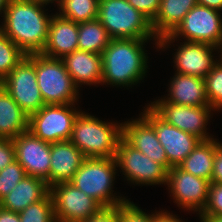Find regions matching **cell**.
Listing matches in <instances>:
<instances>
[{"instance_id": "1", "label": "cell", "mask_w": 222, "mask_h": 222, "mask_svg": "<svg viewBox=\"0 0 222 222\" xmlns=\"http://www.w3.org/2000/svg\"><path fill=\"white\" fill-rule=\"evenodd\" d=\"M43 4L31 0H8L0 30L26 55L41 53L48 39L51 17Z\"/></svg>"}, {"instance_id": "2", "label": "cell", "mask_w": 222, "mask_h": 222, "mask_svg": "<svg viewBox=\"0 0 222 222\" xmlns=\"http://www.w3.org/2000/svg\"><path fill=\"white\" fill-rule=\"evenodd\" d=\"M147 41L111 39L101 54L103 85L130 87L140 83L148 68V56L144 51Z\"/></svg>"}, {"instance_id": "3", "label": "cell", "mask_w": 222, "mask_h": 222, "mask_svg": "<svg viewBox=\"0 0 222 222\" xmlns=\"http://www.w3.org/2000/svg\"><path fill=\"white\" fill-rule=\"evenodd\" d=\"M122 137L123 123L105 122L80 112L74 121L70 142L86 158H115Z\"/></svg>"}, {"instance_id": "4", "label": "cell", "mask_w": 222, "mask_h": 222, "mask_svg": "<svg viewBox=\"0 0 222 222\" xmlns=\"http://www.w3.org/2000/svg\"><path fill=\"white\" fill-rule=\"evenodd\" d=\"M98 20L111 39L155 40L151 21L127 0H99Z\"/></svg>"}, {"instance_id": "5", "label": "cell", "mask_w": 222, "mask_h": 222, "mask_svg": "<svg viewBox=\"0 0 222 222\" xmlns=\"http://www.w3.org/2000/svg\"><path fill=\"white\" fill-rule=\"evenodd\" d=\"M116 167L114 158H85L70 183L95 199L103 208L116 207L128 201L113 193V181L118 171Z\"/></svg>"}, {"instance_id": "6", "label": "cell", "mask_w": 222, "mask_h": 222, "mask_svg": "<svg viewBox=\"0 0 222 222\" xmlns=\"http://www.w3.org/2000/svg\"><path fill=\"white\" fill-rule=\"evenodd\" d=\"M221 11L197 4L184 17L176 29L158 39L157 49L174 43L180 37L188 42L206 43L221 50L222 47V17Z\"/></svg>"}, {"instance_id": "7", "label": "cell", "mask_w": 222, "mask_h": 222, "mask_svg": "<svg viewBox=\"0 0 222 222\" xmlns=\"http://www.w3.org/2000/svg\"><path fill=\"white\" fill-rule=\"evenodd\" d=\"M35 72L45 105L77 102L79 88L74 84L62 59L35 53Z\"/></svg>"}, {"instance_id": "8", "label": "cell", "mask_w": 222, "mask_h": 222, "mask_svg": "<svg viewBox=\"0 0 222 222\" xmlns=\"http://www.w3.org/2000/svg\"><path fill=\"white\" fill-rule=\"evenodd\" d=\"M74 105H44L29 116L28 131L48 143L70 140L74 121L81 112Z\"/></svg>"}, {"instance_id": "9", "label": "cell", "mask_w": 222, "mask_h": 222, "mask_svg": "<svg viewBox=\"0 0 222 222\" xmlns=\"http://www.w3.org/2000/svg\"><path fill=\"white\" fill-rule=\"evenodd\" d=\"M1 85L28 116L45 105L37 84L35 53L26 55Z\"/></svg>"}, {"instance_id": "10", "label": "cell", "mask_w": 222, "mask_h": 222, "mask_svg": "<svg viewBox=\"0 0 222 222\" xmlns=\"http://www.w3.org/2000/svg\"><path fill=\"white\" fill-rule=\"evenodd\" d=\"M56 222H84L103 207L70 182L50 186Z\"/></svg>"}, {"instance_id": "11", "label": "cell", "mask_w": 222, "mask_h": 222, "mask_svg": "<svg viewBox=\"0 0 222 222\" xmlns=\"http://www.w3.org/2000/svg\"><path fill=\"white\" fill-rule=\"evenodd\" d=\"M117 168L131 183L143 185H161L167 182L168 171L154 162L144 153L131 146L123 137L120 139L115 154Z\"/></svg>"}, {"instance_id": "12", "label": "cell", "mask_w": 222, "mask_h": 222, "mask_svg": "<svg viewBox=\"0 0 222 222\" xmlns=\"http://www.w3.org/2000/svg\"><path fill=\"white\" fill-rule=\"evenodd\" d=\"M148 106L166 123L201 141L213 139L206 131L211 111H214L211 106H185L170 102H151Z\"/></svg>"}, {"instance_id": "13", "label": "cell", "mask_w": 222, "mask_h": 222, "mask_svg": "<svg viewBox=\"0 0 222 222\" xmlns=\"http://www.w3.org/2000/svg\"><path fill=\"white\" fill-rule=\"evenodd\" d=\"M142 116L154 127L157 138L166 152L168 171L178 166L201 141L161 119L148 105Z\"/></svg>"}, {"instance_id": "14", "label": "cell", "mask_w": 222, "mask_h": 222, "mask_svg": "<svg viewBox=\"0 0 222 222\" xmlns=\"http://www.w3.org/2000/svg\"><path fill=\"white\" fill-rule=\"evenodd\" d=\"M166 184L170 190V196H173L178 207L186 211H196L199 214L203 211L208 199L209 180L196 177L174 166L167 173Z\"/></svg>"}, {"instance_id": "15", "label": "cell", "mask_w": 222, "mask_h": 222, "mask_svg": "<svg viewBox=\"0 0 222 222\" xmlns=\"http://www.w3.org/2000/svg\"><path fill=\"white\" fill-rule=\"evenodd\" d=\"M15 158L22 165L27 176L40 178L49 185L50 143L34 136L30 131L12 139Z\"/></svg>"}, {"instance_id": "16", "label": "cell", "mask_w": 222, "mask_h": 222, "mask_svg": "<svg viewBox=\"0 0 222 222\" xmlns=\"http://www.w3.org/2000/svg\"><path fill=\"white\" fill-rule=\"evenodd\" d=\"M213 45L199 42H181L176 54H174V66L176 73L183 75L197 76L205 78L207 73L218 62L214 60V50H218Z\"/></svg>"}, {"instance_id": "17", "label": "cell", "mask_w": 222, "mask_h": 222, "mask_svg": "<svg viewBox=\"0 0 222 222\" xmlns=\"http://www.w3.org/2000/svg\"><path fill=\"white\" fill-rule=\"evenodd\" d=\"M123 138L168 171L166 152L157 138L154 127L142 115L123 123Z\"/></svg>"}, {"instance_id": "18", "label": "cell", "mask_w": 222, "mask_h": 222, "mask_svg": "<svg viewBox=\"0 0 222 222\" xmlns=\"http://www.w3.org/2000/svg\"><path fill=\"white\" fill-rule=\"evenodd\" d=\"M85 158L70 140L50 143L49 186L70 182Z\"/></svg>"}, {"instance_id": "19", "label": "cell", "mask_w": 222, "mask_h": 222, "mask_svg": "<svg viewBox=\"0 0 222 222\" xmlns=\"http://www.w3.org/2000/svg\"><path fill=\"white\" fill-rule=\"evenodd\" d=\"M75 50H78V23L57 12L51 17L48 39L41 54L62 59Z\"/></svg>"}, {"instance_id": "20", "label": "cell", "mask_w": 222, "mask_h": 222, "mask_svg": "<svg viewBox=\"0 0 222 222\" xmlns=\"http://www.w3.org/2000/svg\"><path fill=\"white\" fill-rule=\"evenodd\" d=\"M169 85L167 98L164 97L154 102H170L185 106H209L204 78L175 73Z\"/></svg>"}, {"instance_id": "21", "label": "cell", "mask_w": 222, "mask_h": 222, "mask_svg": "<svg viewBox=\"0 0 222 222\" xmlns=\"http://www.w3.org/2000/svg\"><path fill=\"white\" fill-rule=\"evenodd\" d=\"M62 61L77 87L102 83L101 54L75 50L65 55Z\"/></svg>"}, {"instance_id": "22", "label": "cell", "mask_w": 222, "mask_h": 222, "mask_svg": "<svg viewBox=\"0 0 222 222\" xmlns=\"http://www.w3.org/2000/svg\"><path fill=\"white\" fill-rule=\"evenodd\" d=\"M50 193L46 181L25 176L6 196L0 200V206L13 212H21L30 204L44 199Z\"/></svg>"}, {"instance_id": "23", "label": "cell", "mask_w": 222, "mask_h": 222, "mask_svg": "<svg viewBox=\"0 0 222 222\" xmlns=\"http://www.w3.org/2000/svg\"><path fill=\"white\" fill-rule=\"evenodd\" d=\"M196 5L197 0H161L158 13L151 21L156 37L171 34Z\"/></svg>"}, {"instance_id": "24", "label": "cell", "mask_w": 222, "mask_h": 222, "mask_svg": "<svg viewBox=\"0 0 222 222\" xmlns=\"http://www.w3.org/2000/svg\"><path fill=\"white\" fill-rule=\"evenodd\" d=\"M29 116L0 86V138L13 139L28 131Z\"/></svg>"}, {"instance_id": "25", "label": "cell", "mask_w": 222, "mask_h": 222, "mask_svg": "<svg viewBox=\"0 0 222 222\" xmlns=\"http://www.w3.org/2000/svg\"><path fill=\"white\" fill-rule=\"evenodd\" d=\"M215 157V139L200 141L178 165L183 171L211 182Z\"/></svg>"}, {"instance_id": "26", "label": "cell", "mask_w": 222, "mask_h": 222, "mask_svg": "<svg viewBox=\"0 0 222 222\" xmlns=\"http://www.w3.org/2000/svg\"><path fill=\"white\" fill-rule=\"evenodd\" d=\"M111 37L98 20L78 23V50L102 54Z\"/></svg>"}, {"instance_id": "27", "label": "cell", "mask_w": 222, "mask_h": 222, "mask_svg": "<svg viewBox=\"0 0 222 222\" xmlns=\"http://www.w3.org/2000/svg\"><path fill=\"white\" fill-rule=\"evenodd\" d=\"M59 14L76 23L98 19L99 0H63Z\"/></svg>"}, {"instance_id": "28", "label": "cell", "mask_w": 222, "mask_h": 222, "mask_svg": "<svg viewBox=\"0 0 222 222\" xmlns=\"http://www.w3.org/2000/svg\"><path fill=\"white\" fill-rule=\"evenodd\" d=\"M25 56L26 54L0 30V82Z\"/></svg>"}, {"instance_id": "29", "label": "cell", "mask_w": 222, "mask_h": 222, "mask_svg": "<svg viewBox=\"0 0 222 222\" xmlns=\"http://www.w3.org/2000/svg\"><path fill=\"white\" fill-rule=\"evenodd\" d=\"M21 222H56L50 193L42 200L30 204L19 212Z\"/></svg>"}, {"instance_id": "30", "label": "cell", "mask_w": 222, "mask_h": 222, "mask_svg": "<svg viewBox=\"0 0 222 222\" xmlns=\"http://www.w3.org/2000/svg\"><path fill=\"white\" fill-rule=\"evenodd\" d=\"M205 79L206 96L214 111L222 108V59L207 73Z\"/></svg>"}, {"instance_id": "31", "label": "cell", "mask_w": 222, "mask_h": 222, "mask_svg": "<svg viewBox=\"0 0 222 222\" xmlns=\"http://www.w3.org/2000/svg\"><path fill=\"white\" fill-rule=\"evenodd\" d=\"M26 176L22 165L13 161L0 171V200L6 196Z\"/></svg>"}, {"instance_id": "32", "label": "cell", "mask_w": 222, "mask_h": 222, "mask_svg": "<svg viewBox=\"0 0 222 222\" xmlns=\"http://www.w3.org/2000/svg\"><path fill=\"white\" fill-rule=\"evenodd\" d=\"M120 222H153V217L158 213L147 214L131 201H126L117 206Z\"/></svg>"}, {"instance_id": "33", "label": "cell", "mask_w": 222, "mask_h": 222, "mask_svg": "<svg viewBox=\"0 0 222 222\" xmlns=\"http://www.w3.org/2000/svg\"><path fill=\"white\" fill-rule=\"evenodd\" d=\"M222 215V183L210 182L207 203L199 216Z\"/></svg>"}, {"instance_id": "34", "label": "cell", "mask_w": 222, "mask_h": 222, "mask_svg": "<svg viewBox=\"0 0 222 222\" xmlns=\"http://www.w3.org/2000/svg\"><path fill=\"white\" fill-rule=\"evenodd\" d=\"M130 5L152 21L159 10L161 0H127Z\"/></svg>"}, {"instance_id": "35", "label": "cell", "mask_w": 222, "mask_h": 222, "mask_svg": "<svg viewBox=\"0 0 222 222\" xmlns=\"http://www.w3.org/2000/svg\"><path fill=\"white\" fill-rule=\"evenodd\" d=\"M15 160V146L12 139L0 138V171Z\"/></svg>"}, {"instance_id": "36", "label": "cell", "mask_w": 222, "mask_h": 222, "mask_svg": "<svg viewBox=\"0 0 222 222\" xmlns=\"http://www.w3.org/2000/svg\"><path fill=\"white\" fill-rule=\"evenodd\" d=\"M211 182L222 183V143L215 139V157Z\"/></svg>"}, {"instance_id": "37", "label": "cell", "mask_w": 222, "mask_h": 222, "mask_svg": "<svg viewBox=\"0 0 222 222\" xmlns=\"http://www.w3.org/2000/svg\"><path fill=\"white\" fill-rule=\"evenodd\" d=\"M84 222H120L117 206L113 208H103L98 214Z\"/></svg>"}, {"instance_id": "38", "label": "cell", "mask_w": 222, "mask_h": 222, "mask_svg": "<svg viewBox=\"0 0 222 222\" xmlns=\"http://www.w3.org/2000/svg\"><path fill=\"white\" fill-rule=\"evenodd\" d=\"M0 222H21L18 212L7 210L0 206Z\"/></svg>"}, {"instance_id": "39", "label": "cell", "mask_w": 222, "mask_h": 222, "mask_svg": "<svg viewBox=\"0 0 222 222\" xmlns=\"http://www.w3.org/2000/svg\"><path fill=\"white\" fill-rule=\"evenodd\" d=\"M153 222H183L176 215L168 213V211H158V213L153 217Z\"/></svg>"}, {"instance_id": "40", "label": "cell", "mask_w": 222, "mask_h": 222, "mask_svg": "<svg viewBox=\"0 0 222 222\" xmlns=\"http://www.w3.org/2000/svg\"><path fill=\"white\" fill-rule=\"evenodd\" d=\"M197 4L222 11V0H197Z\"/></svg>"}, {"instance_id": "41", "label": "cell", "mask_w": 222, "mask_h": 222, "mask_svg": "<svg viewBox=\"0 0 222 222\" xmlns=\"http://www.w3.org/2000/svg\"><path fill=\"white\" fill-rule=\"evenodd\" d=\"M201 222H222V215L219 216H200Z\"/></svg>"}, {"instance_id": "42", "label": "cell", "mask_w": 222, "mask_h": 222, "mask_svg": "<svg viewBox=\"0 0 222 222\" xmlns=\"http://www.w3.org/2000/svg\"><path fill=\"white\" fill-rule=\"evenodd\" d=\"M31 1H35L39 4H43V5H49V3H54V1L57 2V5L60 6V4L62 3L63 0H31Z\"/></svg>"}, {"instance_id": "43", "label": "cell", "mask_w": 222, "mask_h": 222, "mask_svg": "<svg viewBox=\"0 0 222 222\" xmlns=\"http://www.w3.org/2000/svg\"><path fill=\"white\" fill-rule=\"evenodd\" d=\"M8 0H0V15L5 11Z\"/></svg>"}]
</instances>
